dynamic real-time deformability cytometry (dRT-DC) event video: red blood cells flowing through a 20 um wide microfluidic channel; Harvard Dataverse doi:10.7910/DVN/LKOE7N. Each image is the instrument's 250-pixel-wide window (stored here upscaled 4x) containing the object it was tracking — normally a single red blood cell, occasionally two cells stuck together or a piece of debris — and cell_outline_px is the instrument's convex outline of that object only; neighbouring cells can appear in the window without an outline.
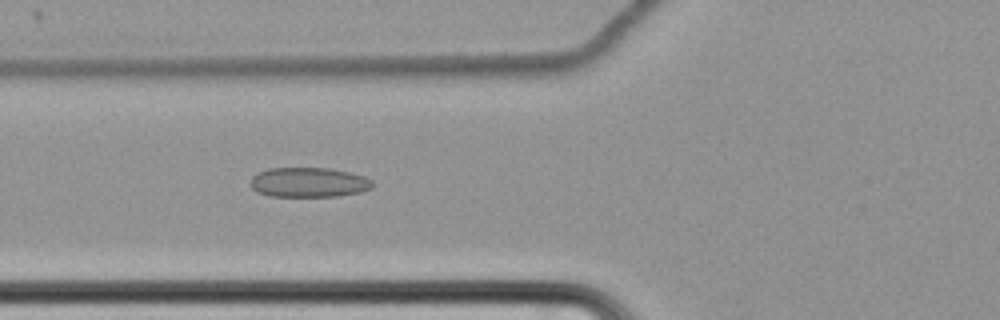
{"species": "common noctule bat (a hibernating species)", "species_latin": "Nyctalus noctula", "temperature_condition": "cold", "stored_images_in_passage": 52, "camera_frame_rate_fps": 3000, "um_per_image_px": 0.085, "animal": {"sex": "female", "body_mass_g": 22.7, "forearm_length_mm": 54.2}, "frame": {"image": 1, "passage_image": 16, "time_ms": 5.0, "image_size_px": [1000, 320], "cell_outline_px": [[376, 184], [372, 188], [360, 192], [336, 196], [268, 196], [256, 192], [252, 188], [252, 176], [268, 168], [328, 168], [348, 172], [364, 176], [372, 180]], "centroid_in_image_um": [26.27, 15.5], "position_along_channel_um": 99.5, "area_um2": 21.15}}
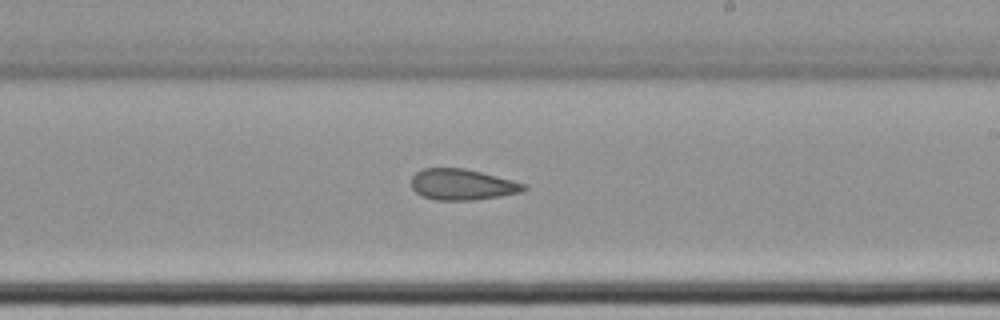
{"frame": {"image": 2, "passage_image": 29, "time_ms": 9.333, "image_size_px": [1000, 320], "cell_outline_px": [[528, 188], [524, 192], [500, 196], [472, 200], [436, 200], [420, 196], [412, 188], [412, 176], [416, 172], [424, 168], [464, 168], [528, 184]], "centroid_in_image_um": [39.31, 15.69], "position_along_channel_um": 249.7, "area_um2": 20.4}}
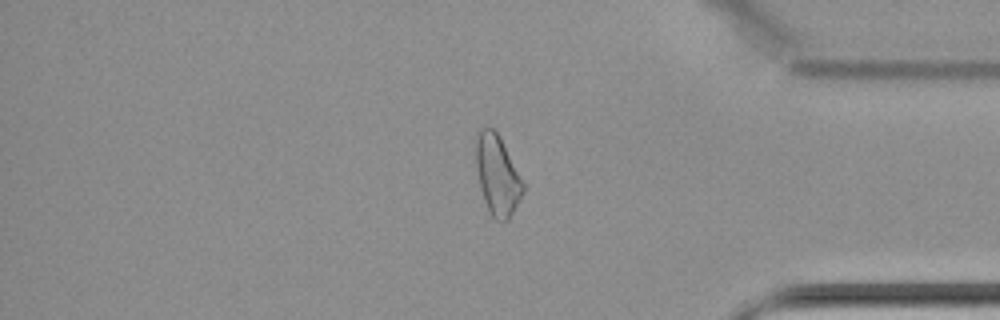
{"frame": {"image": 3, "passage_image": 43, "time_ms": 14.0, "image_size_px": [1000, 320], "cell_outline_px": [[524, 192], [508, 220], [496, 220], [488, 212], [480, 188], [476, 164], [476, 136], [480, 128], [492, 128], [500, 136], [524, 184]], "centroid_in_image_um": [42.26, 14.89], "position_along_channel_um": 392.9, "area_um2": 21.73}, "authors_computed_cell_mechanics": {"area_um2": 21.7328, "velocity_mm_per_s": 3.4706, "shape_relaxation_time_tau1_ms": null, "shape_relaxation_time_tau2_ms": 3.4623, "deformation_change_tau1": null, "deformation_change_tau2": 0.1114}}